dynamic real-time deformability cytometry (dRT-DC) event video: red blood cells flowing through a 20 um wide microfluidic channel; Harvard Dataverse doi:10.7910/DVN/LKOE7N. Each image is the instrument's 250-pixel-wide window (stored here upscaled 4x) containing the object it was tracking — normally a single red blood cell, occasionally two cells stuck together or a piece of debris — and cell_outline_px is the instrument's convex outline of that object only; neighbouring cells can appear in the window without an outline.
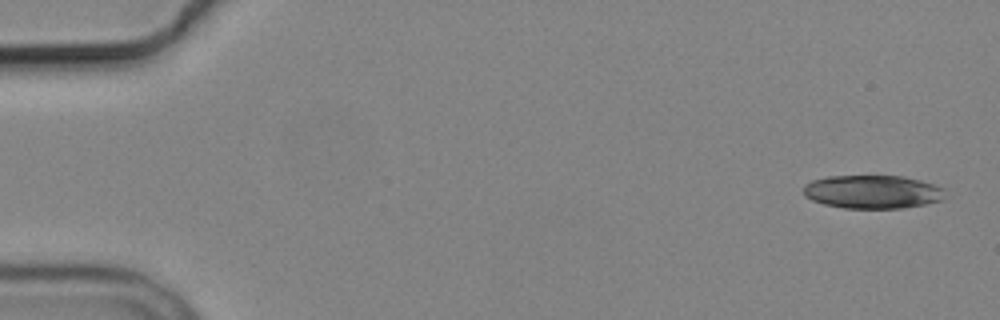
{"species": "common noctule bat (a hibernating species)", "species_latin": "Nyctalus noctula", "temperature_condition": "cold", "stored_images_in_passage": 4, "camera_frame_rate_fps": 3000, "um_per_image_px": 0.085, "animal": {"sex": "male", "body_mass_g": 19.2, "forearm_length_mm": 51.8}, "frame": {"image": 1, "passage_image": 1, "time_ms": 0.0, "image_size_px": [1000, 320], "cell_outline_px": [[944, 200], [904, 208], [844, 208], [824, 204], [812, 200], [804, 196], [804, 184], [812, 180], [828, 176], [904, 176], [920, 180], [944, 188]], "centroid_in_image_um": [74.16, 16.3], "position_along_channel_um": 10.8, "area_um2": 27.63}}